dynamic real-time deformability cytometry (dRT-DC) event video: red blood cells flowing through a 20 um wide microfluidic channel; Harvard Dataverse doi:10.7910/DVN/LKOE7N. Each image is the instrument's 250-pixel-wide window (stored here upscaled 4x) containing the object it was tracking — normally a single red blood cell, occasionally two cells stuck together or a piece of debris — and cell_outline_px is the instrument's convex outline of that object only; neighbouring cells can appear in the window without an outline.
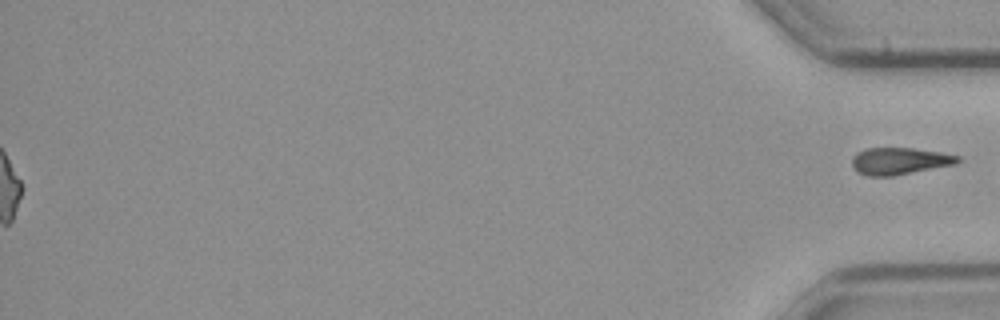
{"species": "common noctule bat (a hibernating species)", "species_latin": "Nyctalus noctula", "temperature_condition": "cold", "stored_images_in_passage": 42, "segment_of_instrument_passage": [2, 2], "camera_frame_rate_fps": 3000, "um_per_image_px": 0.085, "animal": {"sex": "male", "body_mass_g": 23.1, "forearm_length_mm": 52.7}, "frame": {"image": 1, "passage_image": 42, "time_ms": 13.667, "image_size_px": [1000, 320], "cell_outline_px": [[960, 160], [956, 164], [892, 176], [868, 176], [856, 172], [852, 164], [852, 156], [856, 152], [868, 148], [912, 148], [940, 152], [960, 156]], "centroid_in_image_um": [76.44, 13.69], "position_along_channel_um": 358.8, "area_um2": 16.65}}